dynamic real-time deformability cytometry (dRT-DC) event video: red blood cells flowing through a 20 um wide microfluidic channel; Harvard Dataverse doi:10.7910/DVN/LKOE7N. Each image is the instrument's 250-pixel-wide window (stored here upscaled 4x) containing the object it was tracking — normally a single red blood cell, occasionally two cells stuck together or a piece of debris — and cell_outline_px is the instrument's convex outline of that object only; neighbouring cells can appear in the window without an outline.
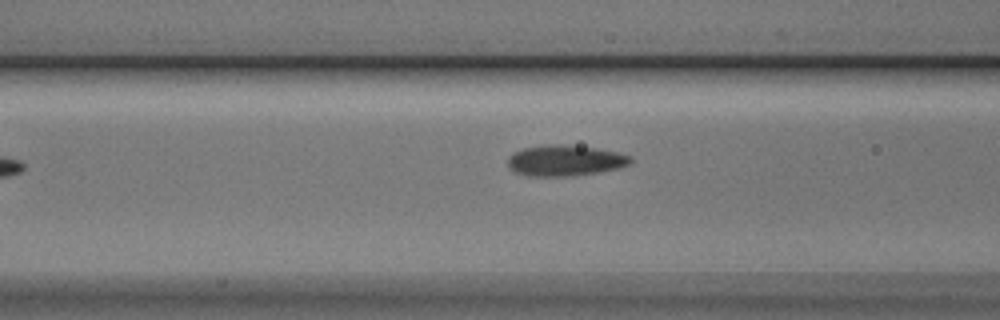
{"species": "Egyptian fruit bat (a non-hibernating species)", "species_latin": "Rousettus aegyptiacus", "temperature_condition": "cold", "stored_images_in_passage": 8, "camera_frame_rate_fps": 3000, "um_per_image_px": 0.085, "animal": {"sex": "male"}, "frame": {"image": 1, "passage_image": 6, "time_ms": 1.667, "image_size_px": [1000, 320], "cell_outline_px": [[632, 160], [628, 164], [620, 168], [572, 176], [532, 176], [516, 172], [508, 164], [508, 156], [512, 152], [524, 148], [544, 144], [568, 144], [596, 148], [616, 152], [632, 156]], "centroid_in_image_um": [48.03, 13.63], "position_along_channel_um": 118.6, "area_um2": 22.08}}